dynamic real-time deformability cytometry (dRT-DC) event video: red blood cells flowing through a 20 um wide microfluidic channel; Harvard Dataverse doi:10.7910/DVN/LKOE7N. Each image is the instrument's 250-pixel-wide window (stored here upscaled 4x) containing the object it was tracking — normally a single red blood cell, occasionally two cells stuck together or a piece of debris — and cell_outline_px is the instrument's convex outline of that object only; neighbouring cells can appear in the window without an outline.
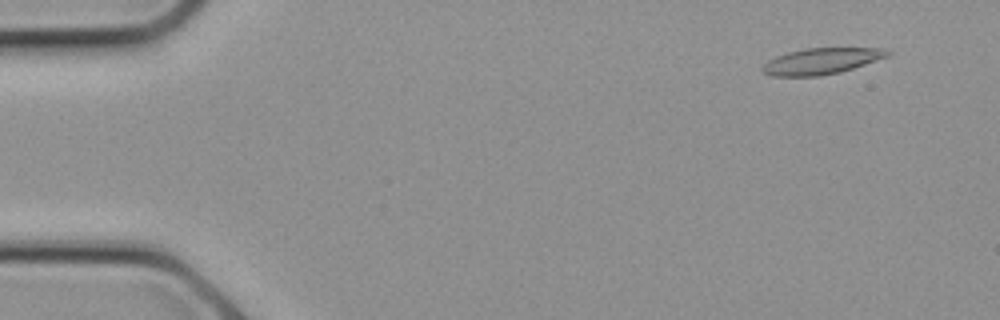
{"species": "common noctule bat (a hibernating species)", "species_latin": "Nyctalus noctula", "temperature_condition": "cold", "stored_images_in_passage": 9, "camera_frame_rate_fps": 3000, "um_per_image_px": 0.085, "animal": {"sex": "female", "body_mass_g": 21.9}, "frame": {"image": 1, "passage_image": 2, "time_ms": 0.333, "image_size_px": [1000, 320], "cell_outline_px": [[892, 52], [888, 56], [840, 72], [820, 76], [772, 76], [764, 72], [760, 68], [768, 60], [776, 56], [788, 52], [804, 48], [884, 48]], "centroid_in_image_um": [69.79, 5.19], "position_along_channel_um": 15.2, "area_um2": 18.96}}
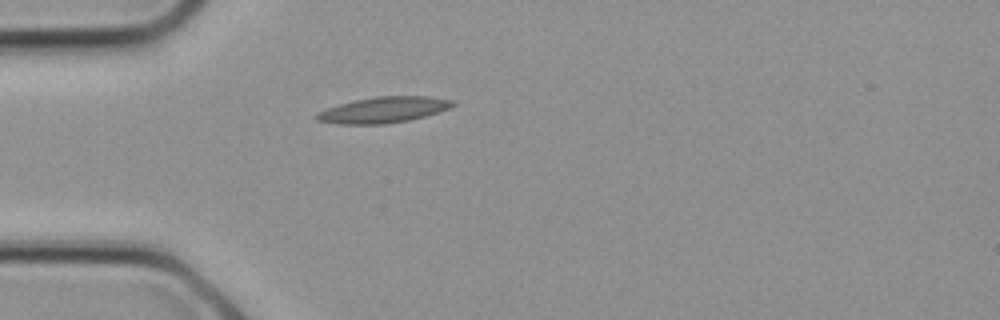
{"frame": {"image": 2, "passage_image": 7, "time_ms": 2.0, "image_size_px": [1000, 320], "cell_outline_px": [[456, 104], [448, 108], [424, 116], [408, 120], [384, 124], [336, 124], [316, 120], [312, 116], [316, 112], [340, 104], [356, 100], [376, 96], [428, 96], [456, 100]], "centroid_in_image_um": [32.56, 9.33], "position_along_channel_um": 52.4, "area_um2": 20.52}}
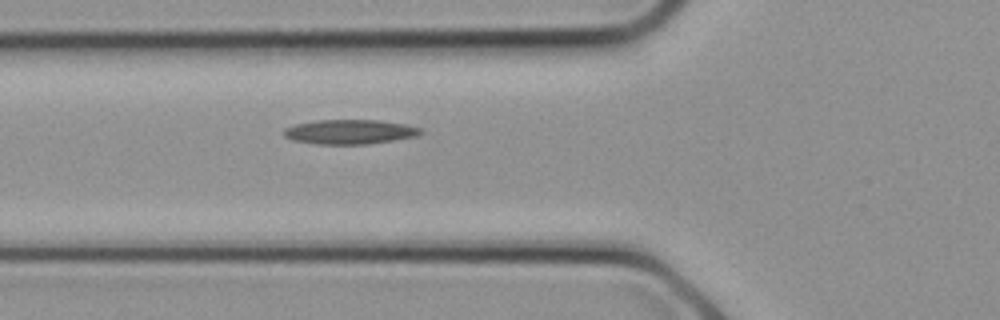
{"frame": {"image": 3, "passage_image": 9, "time_ms": 2.667, "image_size_px": [1000, 320], "cell_outline_px": [[424, 132], [416, 136], [368, 144], [316, 144], [292, 140], [284, 136], [284, 128], [296, 124], [316, 120], [380, 120], [404, 124], [420, 128]], "centroid_in_image_um": [29.71, 11.2], "position_along_channel_um": 96.1, "area_um2": 19.48}}